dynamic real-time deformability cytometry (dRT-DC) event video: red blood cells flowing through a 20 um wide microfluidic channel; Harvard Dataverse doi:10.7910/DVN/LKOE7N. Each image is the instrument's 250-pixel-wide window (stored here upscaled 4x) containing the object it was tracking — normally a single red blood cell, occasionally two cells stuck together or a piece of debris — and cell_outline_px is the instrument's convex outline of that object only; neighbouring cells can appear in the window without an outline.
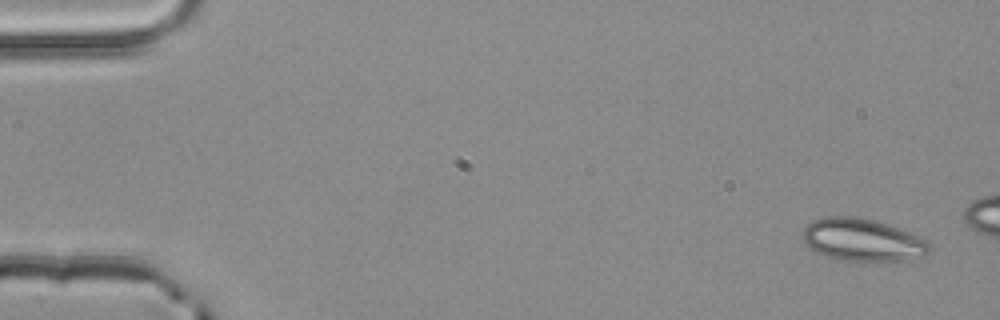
{"species": "common noctule bat (a hibernating species)", "species_latin": "Nyctalus noctula", "temperature_condition": "room temperature", "stored_images_in_passage": 3, "camera_frame_rate_fps": 3000, "um_per_image_px": 0.085, "animal": {"sex": "male", "body_mass_g": 20.4}, "frame": {"image": 1, "passage_image": 1, "time_ms": 0.0, "image_size_px": [1000, 320], "cell_outline_px": [[932, 252], [924, 256], [904, 260], [836, 260], [824, 256], [808, 248], [804, 244], [800, 232], [812, 220], [820, 216], [856, 216], [876, 220], [888, 224], [928, 240], [932, 248]], "centroid_in_image_um": [73.27, 20.38], "position_along_channel_um": 11.7, "area_um2": 31.96}}